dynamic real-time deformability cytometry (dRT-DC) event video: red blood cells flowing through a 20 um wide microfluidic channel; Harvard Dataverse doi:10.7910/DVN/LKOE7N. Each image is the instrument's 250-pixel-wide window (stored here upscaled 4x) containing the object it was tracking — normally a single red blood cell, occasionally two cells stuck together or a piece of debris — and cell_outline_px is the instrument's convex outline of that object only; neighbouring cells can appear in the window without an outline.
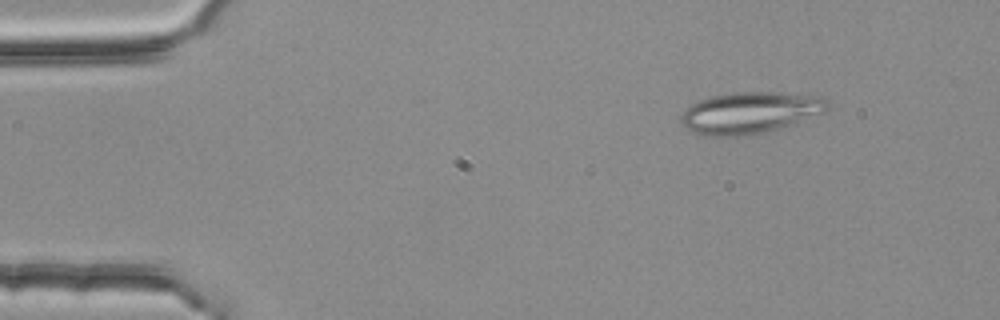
{"species": "common noctule bat (a hibernating species)", "species_latin": "Nyctalus noctula", "temperature_condition": "room temperature", "stored_images_in_passage": 3, "camera_frame_rate_fps": 3000, "um_per_image_px": 0.085, "animal": {"sex": "female", "body_mass_g": 25.1}, "frame": {"image": 1, "passage_image": 2, "time_ms": 0.333, "image_size_px": [1000, 320], "cell_outline_px": [[828, 108], [824, 112], [792, 124], [780, 128], [748, 136], [712, 136], [692, 132], [680, 120], [680, 116], [692, 104], [700, 100], [712, 96], [736, 92], [780, 92], [828, 96]], "centroid_in_image_um": [63.81, 9.57], "position_along_channel_um": 21.2, "area_um2": 35.49}}